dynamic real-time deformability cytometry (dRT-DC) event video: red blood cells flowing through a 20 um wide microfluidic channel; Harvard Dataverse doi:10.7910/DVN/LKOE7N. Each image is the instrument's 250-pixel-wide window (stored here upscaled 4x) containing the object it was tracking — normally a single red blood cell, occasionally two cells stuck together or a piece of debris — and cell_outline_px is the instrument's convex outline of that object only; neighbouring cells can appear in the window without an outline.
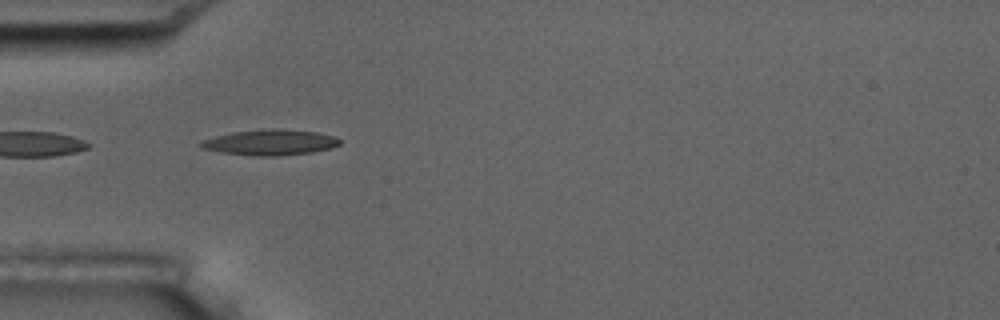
{"species": "common noctule bat (a hibernating species)", "species_latin": "Nyctalus noctula", "temperature_condition": "room temperature", "stored_images_in_passage": 5, "camera_frame_rate_fps": 3000, "um_per_image_px": 0.085, "animal": {"sex": "male", "body_mass_g": 17.5, "forearm_length_mm": 52.3}, "frame": {"image": 1, "passage_image": 5, "time_ms": 4.667, "image_size_px": [1000, 320], "cell_outline_px": [[340, 144], [332, 148], [312, 152], [276, 156], [252, 156], [220, 152], [200, 148], [196, 144], [200, 140], [232, 132], [272, 128], [280, 128], [316, 132], [336, 136], [340, 140]], "centroid_in_image_um": [22.93, 12.1], "position_along_channel_um": 62.1, "area_um2": 21.04}}